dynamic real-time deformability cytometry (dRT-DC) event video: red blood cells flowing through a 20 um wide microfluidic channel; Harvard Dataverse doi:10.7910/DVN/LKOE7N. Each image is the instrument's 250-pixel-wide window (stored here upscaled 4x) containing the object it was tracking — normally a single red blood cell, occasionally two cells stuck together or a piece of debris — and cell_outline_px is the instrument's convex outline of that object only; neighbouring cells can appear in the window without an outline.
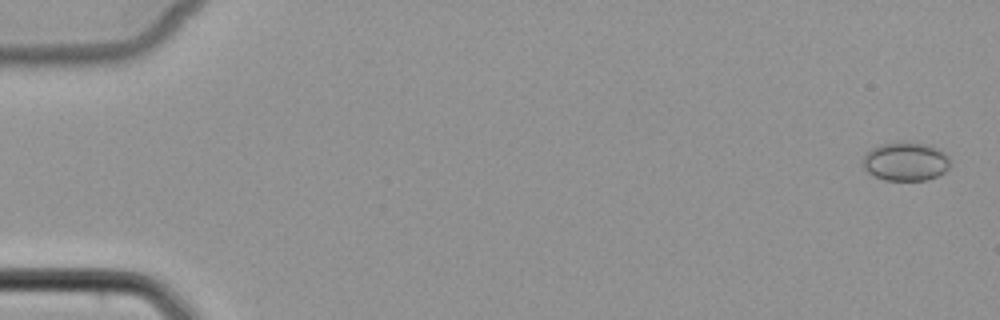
{"species": "common noctule bat (a hibernating species)", "species_latin": "Nyctalus noctula", "temperature_condition": "cold", "stored_images_in_passage": 5, "camera_frame_rate_fps": 3000, "um_per_image_px": 0.085, "animal": {"sex": "female", "body_mass_g": 22.7, "forearm_length_mm": 54.2}, "frame": {"image": 1, "passage_image": 1, "time_ms": 0.0, "image_size_px": [1000, 320], "cell_outline_px": [[948, 168], [944, 172], [928, 180], [884, 180], [872, 176], [864, 168], [860, 160], [864, 152], [880, 144], [896, 140], [900, 140], [928, 144], [948, 152]], "centroid_in_image_um": [76.93, 13.69], "position_along_channel_um": 8.1, "area_um2": 20.4}}
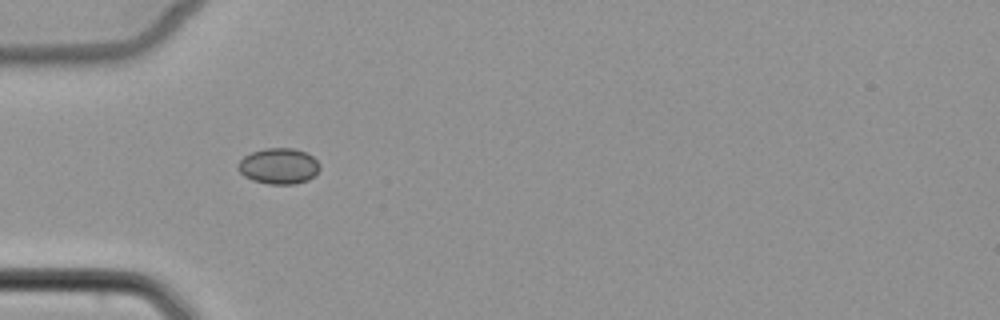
{"frame": {"image": 2, "passage_image": 5, "time_ms": 5.333, "image_size_px": [1000, 320], "cell_outline_px": [[320, 168], [308, 180], [292, 184], [268, 184], [252, 180], [244, 176], [236, 168], [236, 164], [244, 156], [252, 152], [264, 148], [292, 148], [304, 152], [312, 156], [320, 164]], "centroid_in_image_um": [23.65, 14.11], "position_along_channel_um": 61.3, "area_um2": 17.05}}